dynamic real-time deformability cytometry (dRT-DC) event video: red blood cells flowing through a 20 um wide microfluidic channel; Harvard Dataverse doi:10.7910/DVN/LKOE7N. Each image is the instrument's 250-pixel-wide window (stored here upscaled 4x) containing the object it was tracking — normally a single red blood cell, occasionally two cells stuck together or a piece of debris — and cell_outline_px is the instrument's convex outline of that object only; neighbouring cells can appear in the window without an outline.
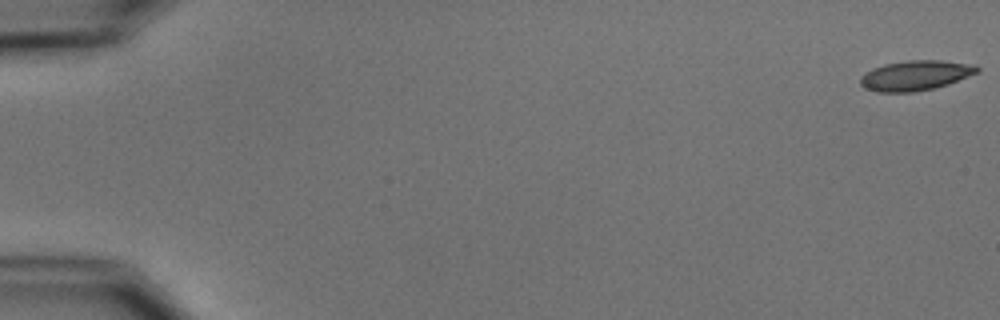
{"species": "common noctule bat (a hibernating species)", "species_latin": "Nyctalus noctula", "temperature_condition": "cold", "stored_images_in_passage": 54, "camera_frame_rate_fps": 3000, "um_per_image_px": 0.085, "animal": {"sex": "male", "body_mass_g": 15.6}, "frame": {"image": 1, "passage_image": 1, "time_ms": 0.0, "image_size_px": [1000, 320], "cell_outline_px": [[980, 72], [948, 84], [936, 88], [912, 92], [876, 92], [864, 88], [860, 84], [860, 76], [864, 72], [872, 68], [884, 64], [908, 60], [940, 60], [976, 64], [980, 68]], "centroid_in_image_um": [77.82, 6.41], "position_along_channel_um": 7.2, "area_um2": 20.75}}
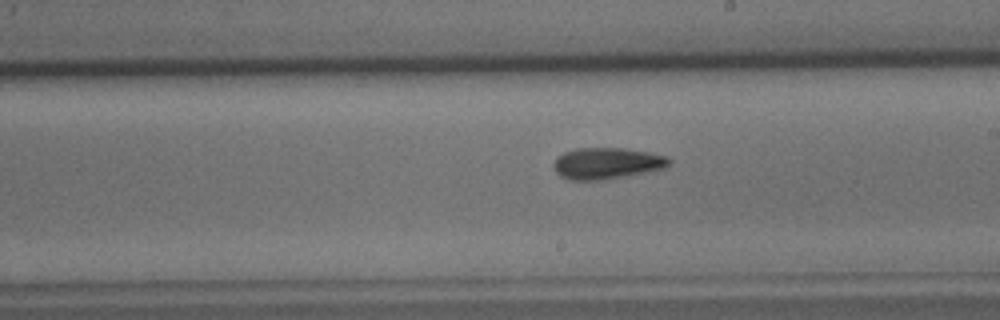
{"frame": {"image": 2, "passage_image": 32, "time_ms": 10.333, "image_size_px": [1000, 320], "cell_outline_px": [[672, 164], [664, 168], [644, 172], [600, 180], [568, 180], [560, 176], [556, 172], [552, 164], [556, 156], [564, 152], [576, 148], [624, 148], [648, 152], [668, 156], [672, 160]], "centroid_in_image_um": [51.56, 13.87], "position_along_channel_um": 237.4, "area_um2": 21.21}}
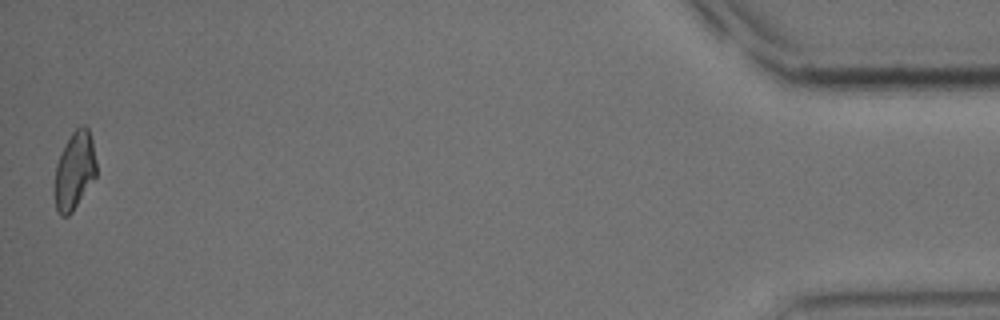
{"frame": {"image": 3, "passage_image": 54, "time_ms": 17.667, "image_size_px": [1000, 320], "cell_outline_px": [[96, 176], [72, 212], [68, 216], [60, 216], [56, 208], [52, 192], [56, 164], [64, 144], [72, 132], [80, 124], [84, 124], [88, 128], [92, 140], [96, 160]], "centroid_in_image_um": [6.3, 14.5], "position_along_channel_um": 428.9, "area_um2": 19.36}, "authors_computed_cell_mechanics": {"area_um2": 20.3745, "velocity_mm_per_s": 3.7592, "shape_relaxation_time_tau1_ms": 6.0285, "shape_relaxation_time_tau2_ms": 5.8998, "deformation_change_tau1": 0.125, "deformation_change_tau2": 0.1165}}